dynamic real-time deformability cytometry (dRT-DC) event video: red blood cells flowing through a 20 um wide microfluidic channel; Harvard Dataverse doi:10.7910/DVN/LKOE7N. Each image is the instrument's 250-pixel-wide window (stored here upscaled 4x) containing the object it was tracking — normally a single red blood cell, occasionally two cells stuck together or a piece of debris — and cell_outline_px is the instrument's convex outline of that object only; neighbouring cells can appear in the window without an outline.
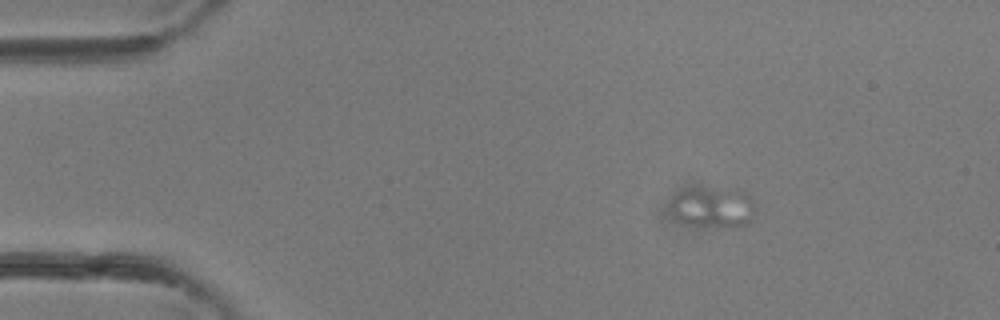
{"species": "common noctule bat (a hibernating species)", "species_latin": "Nyctalus noctula", "temperature_condition": "room temperature", "stored_images_in_passage": 4, "camera_frame_rate_fps": 3000, "um_per_image_px": 0.085, "animal": {"sex": "female"}, "frame": {"image": 1, "passage_image": 2, "time_ms": 0.333, "image_size_px": [1000, 320], "cell_outline_px": [[752, 224], [736, 228], [732, 228], [688, 224], [680, 220], [676, 216], [672, 204], [672, 200], [680, 192], [728, 188], [736, 188], [744, 192], [752, 200]], "centroid_in_image_um": [60.72, 17.67], "position_along_channel_um": 24.3, "area_um2": 19.36}}